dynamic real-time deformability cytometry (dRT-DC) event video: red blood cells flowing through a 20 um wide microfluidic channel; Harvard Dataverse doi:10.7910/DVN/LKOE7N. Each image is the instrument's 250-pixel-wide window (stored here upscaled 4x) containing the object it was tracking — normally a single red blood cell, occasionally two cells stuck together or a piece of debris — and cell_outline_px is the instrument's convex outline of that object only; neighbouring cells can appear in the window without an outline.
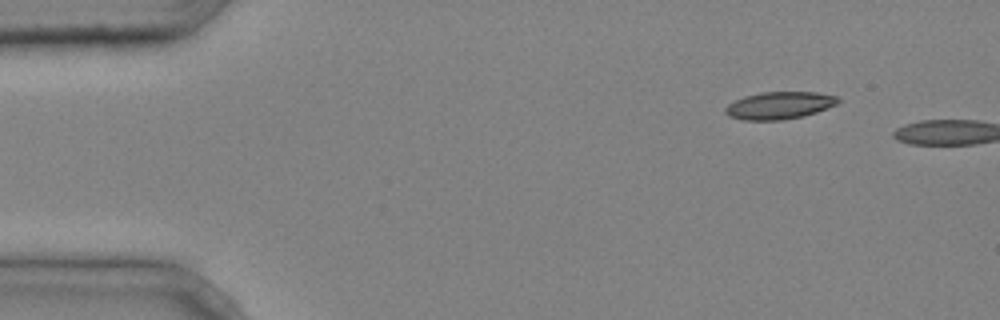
{"species": "common noctule bat (a hibernating species)", "species_latin": "Nyctalus noctula", "temperature_condition": "cold", "stored_images_in_passage": 2, "camera_frame_rate_fps": 3000, "um_per_image_px": 0.085, "animal": {"sex": "male", "body_mass_g": 20.4}, "frame": {"image": 1, "passage_image": 2, "time_ms": 0.333, "image_size_px": [1000, 320], "cell_outline_px": [[840, 100], [836, 104], [816, 112], [804, 116], [780, 120], [740, 120], [728, 116], [724, 112], [724, 108], [728, 104], [744, 96], [764, 92], [816, 92], [836, 96]], "centroid_in_image_um": [66.2, 8.97], "position_along_channel_um": 18.8, "area_um2": 17.92}}